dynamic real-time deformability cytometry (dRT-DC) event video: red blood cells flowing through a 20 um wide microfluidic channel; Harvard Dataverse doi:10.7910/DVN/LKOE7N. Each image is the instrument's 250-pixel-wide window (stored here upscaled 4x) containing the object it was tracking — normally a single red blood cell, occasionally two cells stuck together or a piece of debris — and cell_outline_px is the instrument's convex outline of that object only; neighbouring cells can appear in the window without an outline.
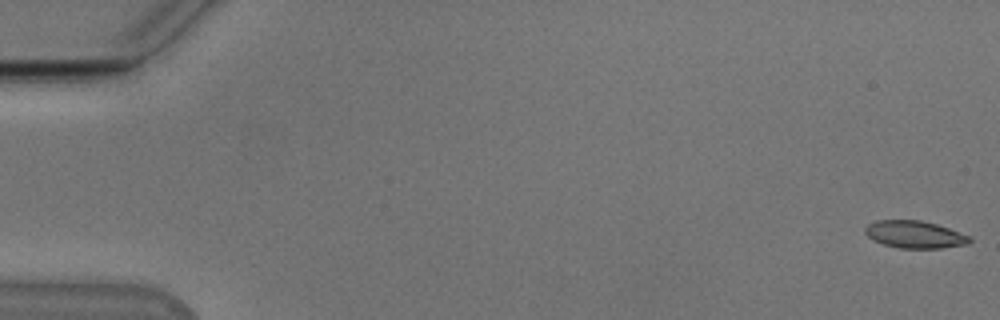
{"species": "Egyptian fruit bat (a non-hibernating species)", "species_latin": "Rousettus aegyptiacus", "temperature_condition": "cold", "stored_images_in_passage": 54, "camera_frame_rate_fps": 3000, "um_per_image_px": 0.085, "animal": {"sex": "male"}, "frame": {"image": 1, "passage_image": 1, "time_ms": 0.0, "image_size_px": [1000, 320], "cell_outline_px": [[972, 240], [968, 244], [940, 248], [900, 248], [884, 244], [872, 240], [864, 232], [864, 228], [868, 224], [876, 220], [920, 220], [936, 224], [972, 236]], "centroid_in_image_um": [77.75, 19.93], "position_along_channel_um": 7.2, "area_um2": 16.7}}
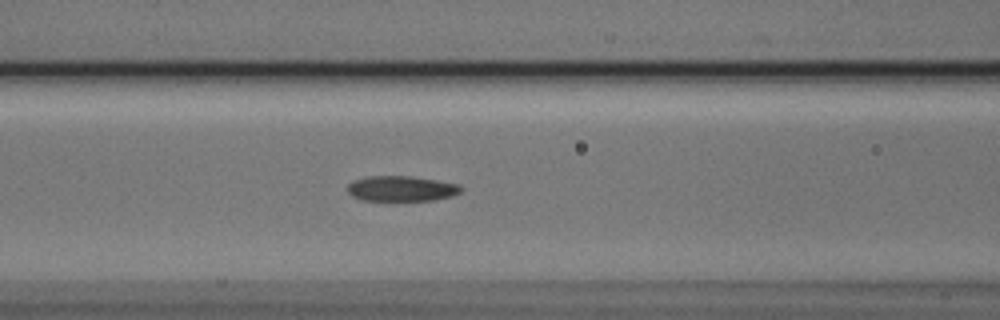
{"frame": {"image": 2, "passage_image": 23, "time_ms": 7.333, "image_size_px": [1000, 320], "cell_outline_px": [[464, 188], [460, 192], [452, 196], [436, 200], [396, 204], [364, 200], [352, 196], [348, 192], [348, 184], [352, 180], [368, 176], [412, 176], [460, 184]], "centroid_in_image_um": [34.13, 16.08], "position_along_channel_um": 132.5, "area_um2": 17.86}}
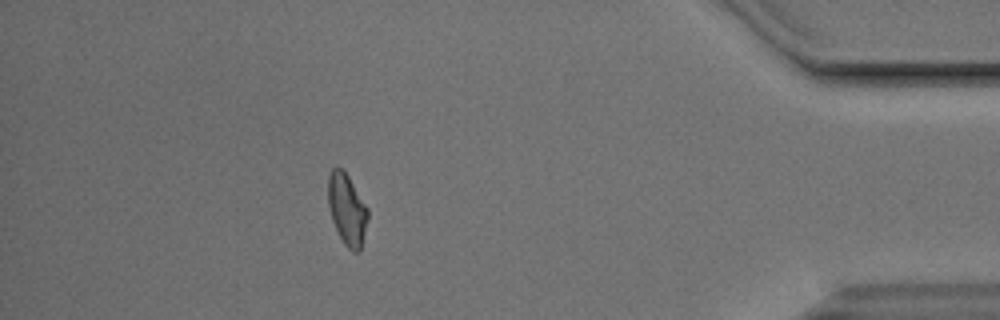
{"frame": {"image": 3, "passage_image": 48, "time_ms": 15.667, "image_size_px": [1000, 320], "cell_outline_px": [[368, 220], [360, 252], [352, 252], [344, 244], [332, 220], [328, 204], [328, 176], [332, 168], [344, 168], [368, 208]], "centroid_in_image_um": [29.5, 17.79], "position_along_channel_um": 405.7, "area_um2": 16.65}, "authors_computed_cell_mechanics": {"area_um2": 16.762, "velocity_mm_per_s": 3.8363, "shape_relaxation_time_tau1_ms": 8.1985, "shape_relaxation_time_tau2_ms": 4.5691, "deformation_change_tau1": 0.1572, "deformation_change_tau2": 0.1058}}